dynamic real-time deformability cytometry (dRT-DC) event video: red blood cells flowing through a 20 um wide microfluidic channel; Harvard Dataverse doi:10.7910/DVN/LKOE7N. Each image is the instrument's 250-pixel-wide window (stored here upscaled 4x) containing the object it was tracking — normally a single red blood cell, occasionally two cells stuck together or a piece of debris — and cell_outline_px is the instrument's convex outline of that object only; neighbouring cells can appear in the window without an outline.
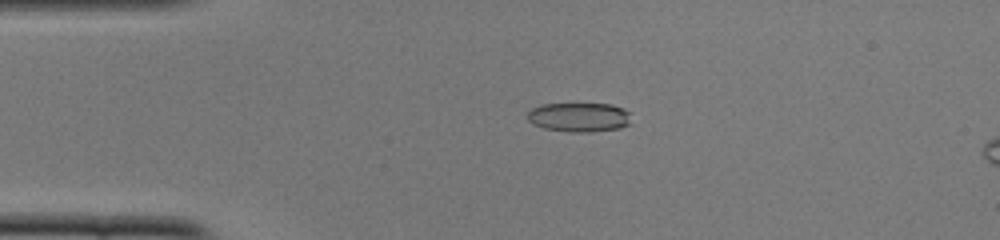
{"species": "common noctule bat (a hibernating species)", "species_latin": "Nyctalus noctula", "temperature_condition": "cold", "stored_images_in_passage": 51, "camera_frame_rate_fps": 3000, "um_per_image_px": 0.085, "animal": {"sex": "female", "body_mass_g": 22.0, "forearm_length_mm": 56.7}, "frame": {"image": 1, "passage_image": 11, "time_ms": 3.333, "image_size_px": [1000, 240], "cell_outline_px": [[632, 124], [620, 128], [592, 132], [568, 132], [544, 128], [532, 124], [528, 120], [528, 112], [532, 108], [540, 104], [612, 104], [624, 108], [628, 112]], "centroid_in_image_um": [49.24, 9.97], "position_along_channel_um": 35.8, "area_um2": 17.92}}
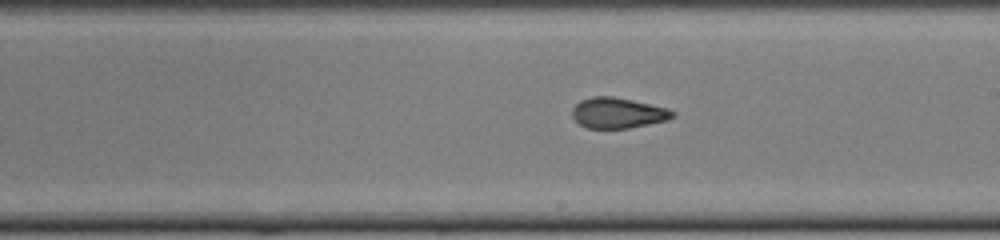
{"frame": {"image": 2, "passage_image": 29, "time_ms": 9.333, "image_size_px": [1000, 240], "cell_outline_px": [[676, 116], [668, 120], [628, 128], [588, 128], [580, 124], [572, 116], [572, 108], [580, 100], [592, 96], [612, 96], [632, 100], [668, 108], [676, 112]], "centroid_in_image_um": [52.54, 9.59], "position_along_channel_um": 236.5, "area_um2": 17.92}}
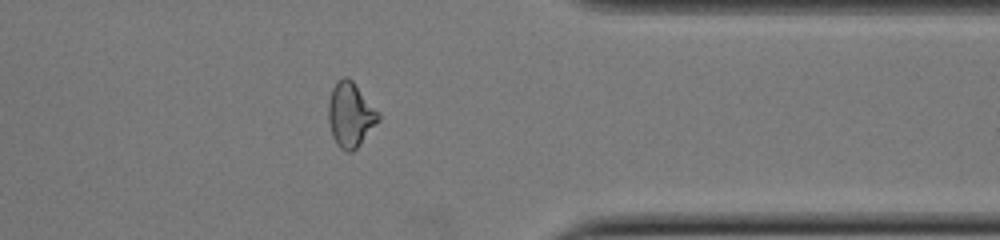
{"frame": {"image": 3, "passage_image": 41, "time_ms": 13.333, "image_size_px": [1000, 240], "cell_outline_px": [[380, 120], [360, 144], [352, 152], [344, 152], [336, 144], [332, 136], [328, 120], [328, 100], [332, 88], [344, 76], [348, 76], [352, 80], [380, 112]], "centroid_in_image_um": [29.79, 9.77], "position_along_channel_um": 381.6, "area_um2": 19.02}, "authors_computed_cell_mechanics": {"area_um2": 18.3226, "velocity_mm_per_s": 3.8888, "shape_relaxation_time_tau1_ms": null, "shape_relaxation_time_tau2_ms": 1.9723, "deformation_change_tau1": null, "deformation_change_tau2": 0.0744}}